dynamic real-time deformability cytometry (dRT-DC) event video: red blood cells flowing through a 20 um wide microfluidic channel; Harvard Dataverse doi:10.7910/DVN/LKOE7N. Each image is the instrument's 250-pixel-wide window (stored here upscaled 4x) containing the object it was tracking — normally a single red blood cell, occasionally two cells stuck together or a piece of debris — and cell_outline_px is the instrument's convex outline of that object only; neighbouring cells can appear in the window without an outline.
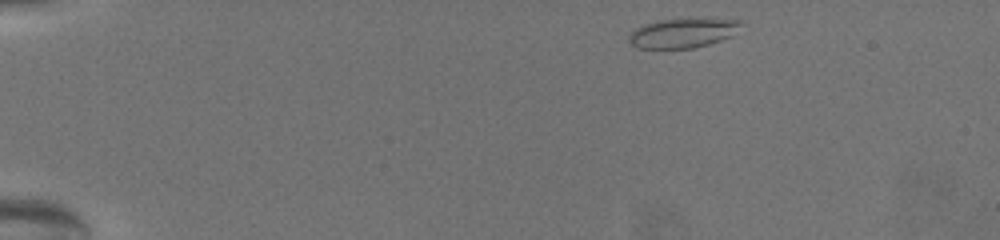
{"species": "common noctule bat (a hibernating species)", "species_latin": "Nyctalus noctula", "temperature_condition": "warm", "stored_images_in_passage": 58, "camera_frame_rate_fps": 3000, "um_per_image_px": 0.085, "animal": {"sex": "female", "body_mass_g": 19.5, "forearm_length_mm": 54.1}, "frame": {"image": 1, "passage_image": 1, "time_ms": 0.0, "image_size_px": [1000, 240], "cell_outline_px": [[740, 24], [728, 36], [720, 40], [708, 44], [692, 48], [640, 48], [632, 44], [628, 40], [628, 32], [644, 24], [660, 20], [740, 20]], "centroid_in_image_um": [57.89, 2.83], "position_along_channel_um": 27.1, "area_um2": 18.32}}
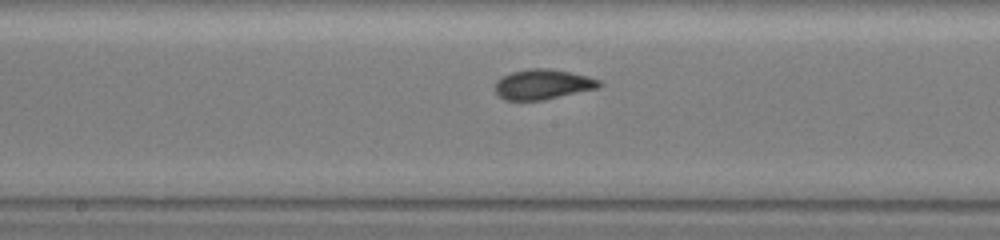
{"frame": {"image": 2, "passage_image": 28, "time_ms": 9.0, "image_size_px": [1000, 240], "cell_outline_px": [[604, 84], [600, 88], [544, 100], [504, 100], [496, 92], [496, 80], [512, 72], [528, 68], [548, 68], [588, 76], [600, 80]], "centroid_in_image_um": [46.18, 7.17], "position_along_channel_um": 202.0, "area_um2": 18.32}}
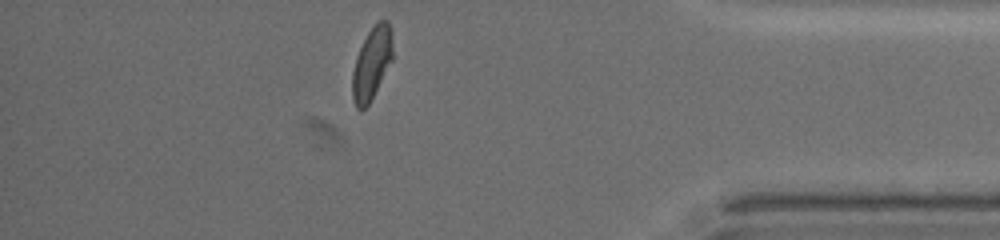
{"frame": {"image": 3, "passage_image": 50, "time_ms": 16.333, "image_size_px": [1000, 240], "cell_outline_px": [[392, 60], [368, 104], [364, 108], [356, 108], [352, 96], [352, 72], [356, 56], [368, 32], [376, 20], [388, 20], [392, 32]], "centroid_in_image_um": [31.6, 5.33], "position_along_channel_um": 403.6, "area_um2": 16.82}, "authors_computed_cell_mechanics": {"area_um2": 17.7157, "velocity_mm_per_s": 3.1371, "shape_relaxation_time_tau1_ms": 5.2983, "shape_relaxation_time_tau2_ms": 1.2322, "deformation_change_tau1": 0.1498, "deformation_change_tau2": 0.064}}